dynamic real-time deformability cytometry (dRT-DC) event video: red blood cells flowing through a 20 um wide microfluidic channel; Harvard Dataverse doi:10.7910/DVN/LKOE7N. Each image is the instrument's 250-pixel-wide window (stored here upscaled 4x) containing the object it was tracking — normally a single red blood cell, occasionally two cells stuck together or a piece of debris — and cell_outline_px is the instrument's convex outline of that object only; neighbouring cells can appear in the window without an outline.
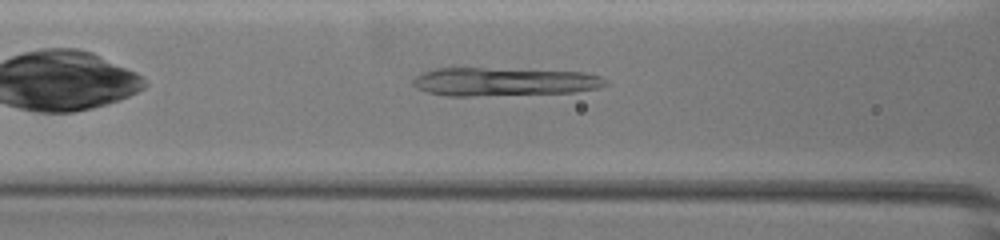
{"species": "common noctule bat (a hibernating species)", "species_latin": "Nyctalus noctula", "temperature_condition": "warm", "stored_images_in_passage": 38, "camera_frame_rate_fps": 3000, "um_per_image_px": 0.085, "animal": {"sex": "female", "body_mass_g": 19.5, "forearm_length_mm": 54.1}, "frame": {"image": 1, "passage_image": 18, "time_ms": 5.667, "image_size_px": [1000, 240], "cell_outline_px": [[608, 84], [596, 88], [576, 92], [472, 96], [448, 96], [428, 92], [416, 88], [412, 84], [412, 80], [416, 76], [424, 72], [436, 68], [484, 68], [584, 72], [600, 76], [608, 80]], "centroid_in_image_um": [42.83, 6.95], "position_along_channel_um": 123.8, "area_um2": 31.79}}
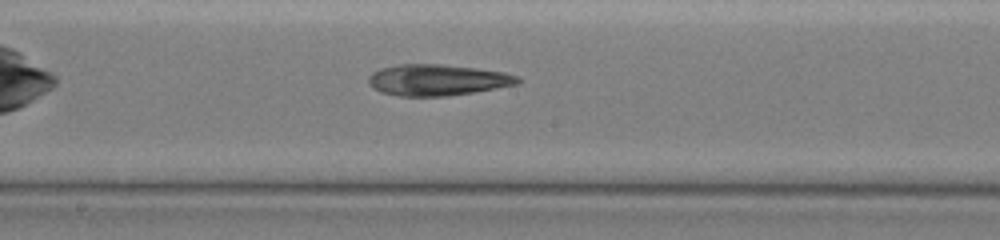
{"frame": {"image": 2, "passage_image": 25, "time_ms": 8.0, "image_size_px": [1000, 240], "cell_outline_px": [[520, 84], [448, 96], [400, 96], [380, 92], [372, 88], [368, 84], [368, 76], [372, 72], [380, 68], [400, 64], [440, 64], [476, 68], [504, 72], [516, 76], [520, 80]], "centroid_in_image_um": [37.13, 6.8], "position_along_channel_um": 211.1, "area_um2": 27.17}}
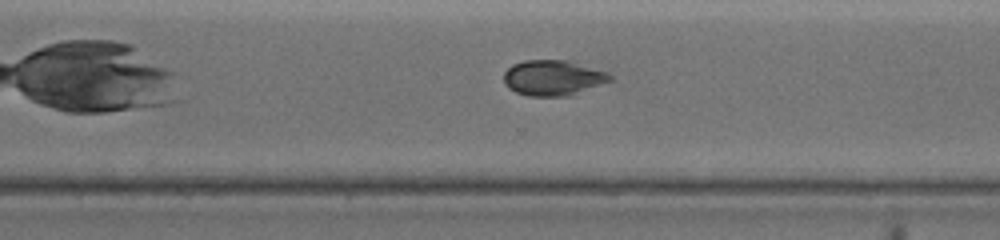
{"frame": {"image": 3, "passage_image": 34, "time_ms": 11.0, "image_size_px": [1000, 240], "cell_outline_px": [[612, 80], [568, 96], [528, 96], [516, 92], [508, 88], [504, 84], [504, 72], [512, 64], [524, 60], [572, 60], [608, 72], [612, 76]], "centroid_in_image_um": [47.0, 6.6], "position_along_channel_um": 323.6, "area_um2": 22.14}}